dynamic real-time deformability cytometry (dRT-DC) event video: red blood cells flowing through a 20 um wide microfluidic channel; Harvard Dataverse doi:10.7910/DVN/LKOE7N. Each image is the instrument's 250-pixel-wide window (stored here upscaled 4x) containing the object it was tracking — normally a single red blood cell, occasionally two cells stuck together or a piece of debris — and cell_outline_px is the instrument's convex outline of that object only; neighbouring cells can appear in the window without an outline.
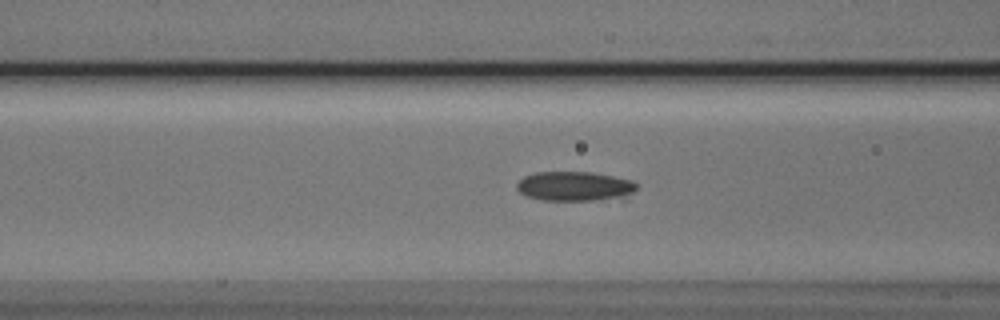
{"species": "Egyptian fruit bat (a non-hibernating species)", "species_latin": "Rousettus aegyptiacus", "temperature_condition": "cold", "stored_images_in_passage": 42, "camera_frame_rate_fps": 3000, "um_per_image_px": 0.085, "animal": {"sex": "male"}, "frame": {"image": 1, "passage_image": 9, "time_ms": 2.667, "image_size_px": [1000, 320], "cell_outline_px": [[636, 188], [624, 200], [540, 200], [528, 196], [520, 192], [516, 188], [516, 184], [524, 176], [536, 172], [588, 172], [612, 176], [632, 180], [636, 184]], "centroid_in_image_um": [48.88, 15.85], "position_along_channel_um": 117.7, "area_um2": 20.81}}
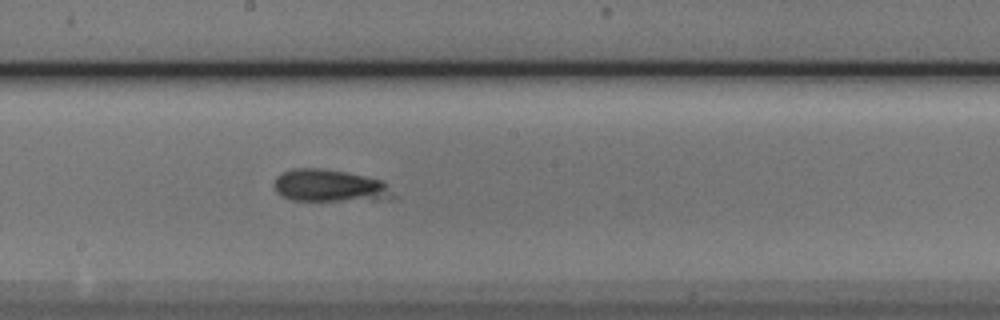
{"frame": {"image": 2, "passage_image": 17, "time_ms": 5.333, "image_size_px": [1000, 320], "cell_outline_px": [[396, 200], [292, 200], [276, 192], [276, 176], [292, 168], [320, 168], [344, 172], [364, 176], [380, 180], [396, 196]], "centroid_in_image_um": [28.06, 15.8], "position_along_channel_um": 220.1, "area_um2": 22.14}}
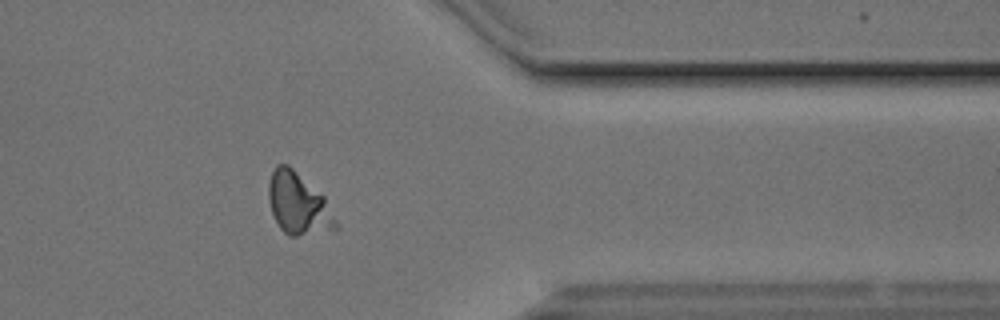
{"frame": {"image": 3, "passage_image": 31, "time_ms": 10.0, "image_size_px": [1000, 320], "cell_outline_px": [[340, 228], [296, 236], [288, 236], [280, 228], [272, 212], [268, 200], [268, 184], [272, 172], [276, 164], [288, 164], [324, 196]], "centroid_in_image_um": [25.33, 17.32], "position_along_channel_um": 386.1, "area_um2": 23.93}}